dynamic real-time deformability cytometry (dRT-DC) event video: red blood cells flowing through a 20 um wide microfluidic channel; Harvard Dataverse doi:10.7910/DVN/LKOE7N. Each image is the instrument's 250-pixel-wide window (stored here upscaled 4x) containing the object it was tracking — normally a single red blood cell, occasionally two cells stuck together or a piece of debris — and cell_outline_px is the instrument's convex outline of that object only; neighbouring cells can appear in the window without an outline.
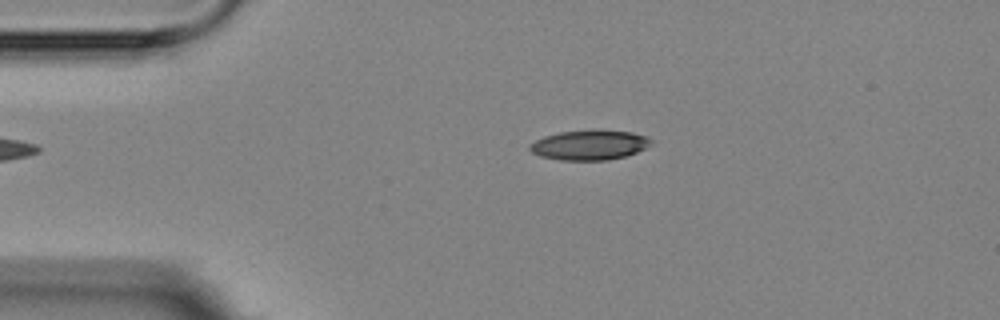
{"species": "Egyptian fruit bat (a non-hibernating species)", "species_latin": "Rousettus aegyptiacus", "temperature_condition": "room temperature", "stored_images_in_passage": 3, "camera_frame_rate_fps": 3000, "um_per_image_px": 0.085, "animal": {"sex": "female"}, "frame": {"image": 1, "passage_image": 2, "time_ms": 2.0, "image_size_px": [1000, 320], "cell_outline_px": [[652, 144], [636, 152], [624, 156], [608, 160], [560, 160], [540, 156], [532, 152], [528, 148], [528, 144], [544, 136], [560, 132], [596, 128], [600, 128], [632, 132], [648, 136], [652, 140]], "centroid_in_image_um": [50.11, 12.29], "position_along_channel_um": 34.9, "area_um2": 21.56}}